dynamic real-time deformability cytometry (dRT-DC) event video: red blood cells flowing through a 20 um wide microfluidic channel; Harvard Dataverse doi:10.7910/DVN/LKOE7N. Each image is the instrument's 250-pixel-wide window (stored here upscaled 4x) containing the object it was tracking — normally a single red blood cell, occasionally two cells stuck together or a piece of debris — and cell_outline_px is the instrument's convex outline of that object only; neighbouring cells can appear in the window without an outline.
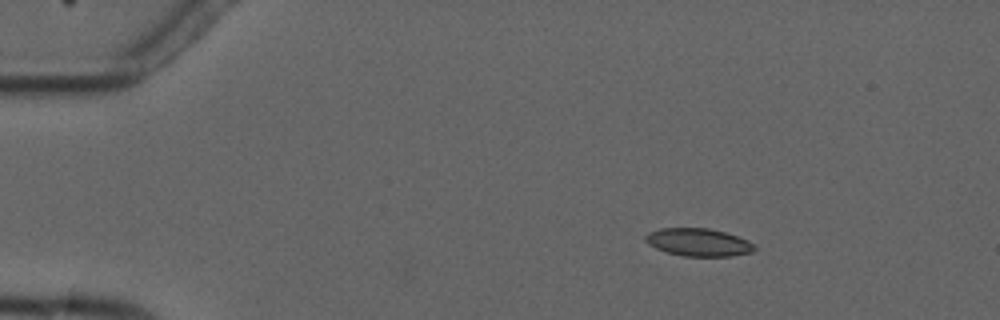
{"species": "common noctule bat (a hibernating species)", "species_latin": "Nyctalus noctula", "temperature_condition": "cold", "stored_images_in_passage": 4, "camera_frame_rate_fps": 3000, "um_per_image_px": 0.085, "animal": {"sex": "male", "forearm_length_mm": 52.5}, "frame": {"image": 1, "passage_image": 2, "time_ms": 2.0, "image_size_px": [1000, 320], "cell_outline_px": [[756, 248], [752, 252], [732, 256], [684, 256], [668, 252], [656, 248], [648, 244], [644, 240], [644, 236], [648, 232], [660, 228], [708, 228], [724, 232], [748, 240], [756, 244]], "centroid_in_image_um": [59.37, 20.59], "position_along_channel_um": 25.6, "area_um2": 17.69}}